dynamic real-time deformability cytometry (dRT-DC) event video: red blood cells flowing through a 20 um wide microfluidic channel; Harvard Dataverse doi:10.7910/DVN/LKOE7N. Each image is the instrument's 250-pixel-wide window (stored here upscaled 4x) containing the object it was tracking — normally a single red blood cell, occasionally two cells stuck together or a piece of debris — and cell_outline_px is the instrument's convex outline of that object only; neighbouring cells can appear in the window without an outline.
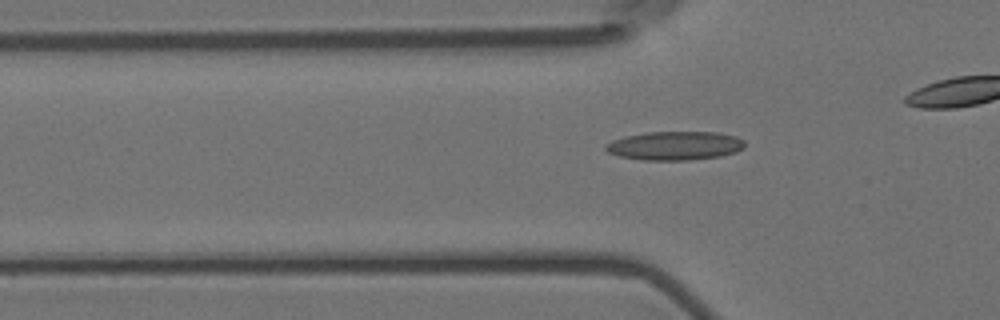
{"species": "Egyptian fruit bat (a non-hibernating species)", "species_latin": "Rousettus aegyptiacus", "temperature_condition": "room temperature", "stored_images_in_passage": 31, "camera_frame_rate_fps": 3000, "um_per_image_px": 0.085, "animal": {"sex": "female"}, "frame": {"image": 1, "passage_image": 4, "time_ms": 1.0, "image_size_px": [1000, 320], "cell_outline_px": [[744, 148], [736, 152], [720, 156], [688, 160], [644, 160], [620, 156], [608, 152], [604, 148], [604, 144], [612, 140], [624, 136], [648, 132], [720, 132], [736, 136], [744, 140]], "centroid_in_image_um": [57.37, 12.38], "position_along_channel_um": 68.4, "area_um2": 23.41}}
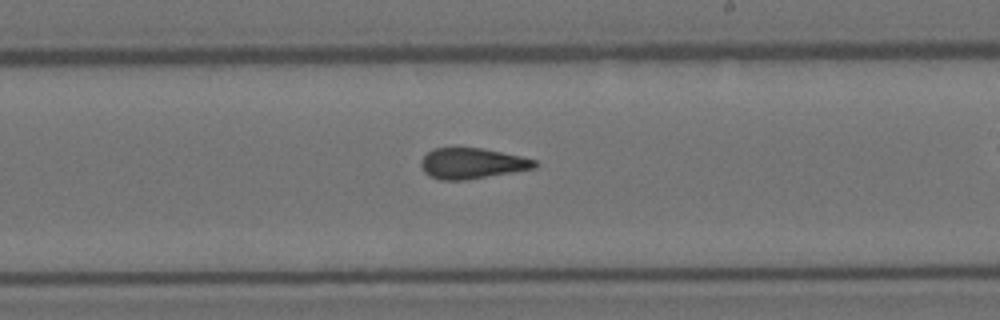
{"frame": {"image": 2, "passage_image": 19, "time_ms": 6.0, "image_size_px": [1000, 320], "cell_outline_px": [[540, 164], [536, 168], [464, 180], [440, 180], [428, 176], [424, 172], [420, 164], [420, 160], [432, 148], [484, 148], [520, 156], [536, 160]], "centroid_in_image_um": [40.11, 13.89], "position_along_channel_um": 248.9, "area_um2": 20.4}}
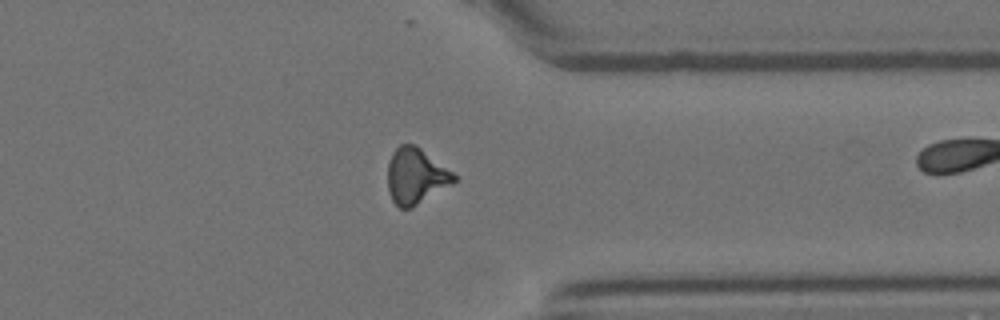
{"frame": {"image": 3, "passage_image": 30, "time_ms": 9.667, "image_size_px": [1000, 320], "cell_outline_px": [[456, 180], [452, 184], [412, 208], [400, 208], [392, 200], [388, 192], [388, 164], [392, 152], [400, 144], [416, 144], [452, 172], [456, 176]], "centroid_in_image_um": [35.32, 14.96], "position_along_channel_um": 376.1, "area_um2": 21.5}}